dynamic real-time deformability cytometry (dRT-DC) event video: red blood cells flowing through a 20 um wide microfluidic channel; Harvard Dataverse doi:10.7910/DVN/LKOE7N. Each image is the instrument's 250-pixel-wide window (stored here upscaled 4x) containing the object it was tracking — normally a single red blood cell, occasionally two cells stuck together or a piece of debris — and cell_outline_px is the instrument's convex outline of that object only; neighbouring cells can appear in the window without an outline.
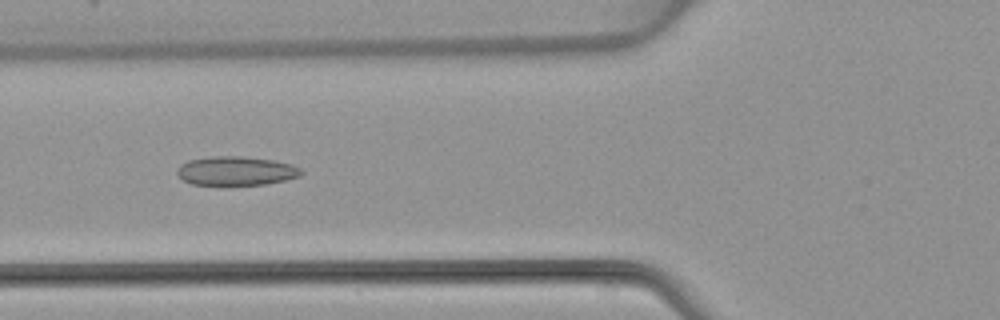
{"species": "common noctule bat (a hibernating species)", "species_latin": "Nyctalus noctula", "temperature_condition": "warm", "stored_images_in_passage": 4, "camera_frame_rate_fps": 3000, "um_per_image_px": 0.085, "animal": {"sex": "female", "body_mass_g": 22.7, "forearm_length_mm": 54.2}, "frame": {"image": 1, "passage_image": 4, "time_ms": 3.667, "image_size_px": [1000, 320], "cell_outline_px": [[304, 172], [300, 176], [284, 180], [264, 184], [228, 188], [224, 188], [192, 184], [184, 180], [176, 172], [180, 164], [188, 160], [216, 156], [240, 156], [272, 160], [292, 164], [300, 168]], "centroid_in_image_um": [20.04, 14.58], "position_along_channel_um": 105.8, "area_um2": 21.73}}